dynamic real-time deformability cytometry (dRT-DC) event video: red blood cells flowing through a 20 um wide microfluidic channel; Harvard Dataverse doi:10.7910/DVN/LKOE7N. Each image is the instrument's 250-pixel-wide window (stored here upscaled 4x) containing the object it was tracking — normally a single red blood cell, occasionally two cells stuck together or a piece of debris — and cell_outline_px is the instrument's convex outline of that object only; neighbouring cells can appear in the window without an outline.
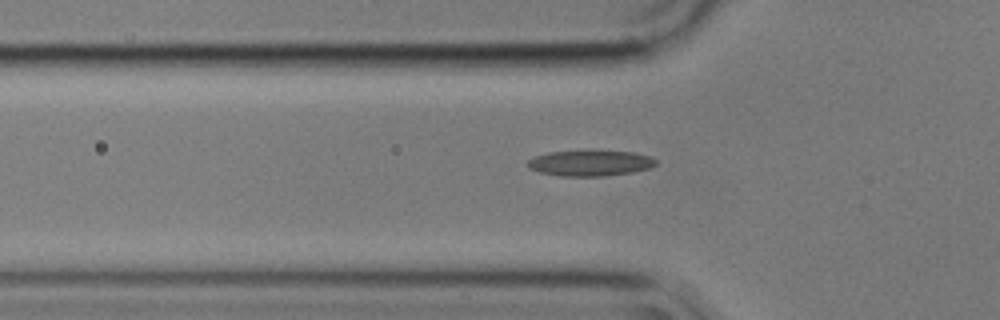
{"species": "common noctule bat (a hibernating species)", "species_latin": "Nyctalus noctula", "temperature_condition": "cold", "stored_images_in_passage": 21, "camera_frame_rate_fps": 3000, "um_per_image_px": 0.085, "animal": {"sex": "male", "body_mass_g": 17.9}, "frame": {"image": 1, "passage_image": 6, "time_ms": 1.667, "image_size_px": [1000, 320], "cell_outline_px": [[656, 164], [648, 168], [632, 172], [604, 176], [560, 176], [540, 172], [528, 168], [528, 160], [536, 156], [548, 152], [632, 152], [648, 156], [656, 160]], "centroid_in_image_um": [50.14, 13.89], "position_along_channel_um": 75.7, "area_um2": 18.61}}
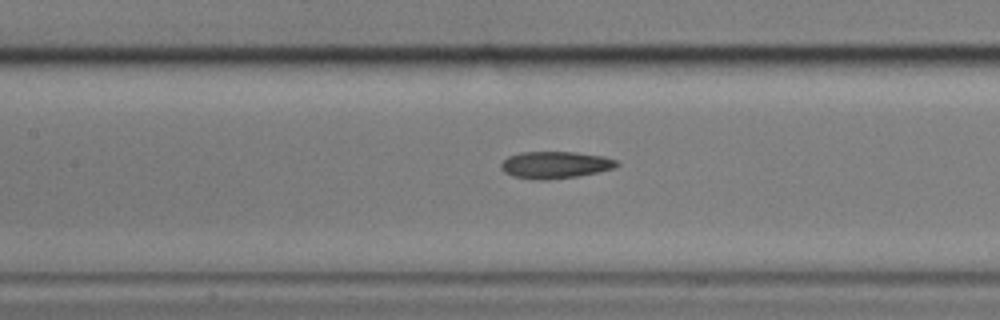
{"frame": {"image": 2, "passage_image": 13, "time_ms": 4.0, "image_size_px": [1000, 320], "cell_outline_px": [[620, 164], [612, 168], [596, 172], [576, 176], [544, 180], [540, 180], [512, 176], [504, 172], [500, 168], [500, 164], [508, 156], [520, 152], [576, 152], [604, 156], [616, 160]], "centroid_in_image_um": [47.15, 14.0], "position_along_channel_um": 160.2, "area_um2": 18.09}}
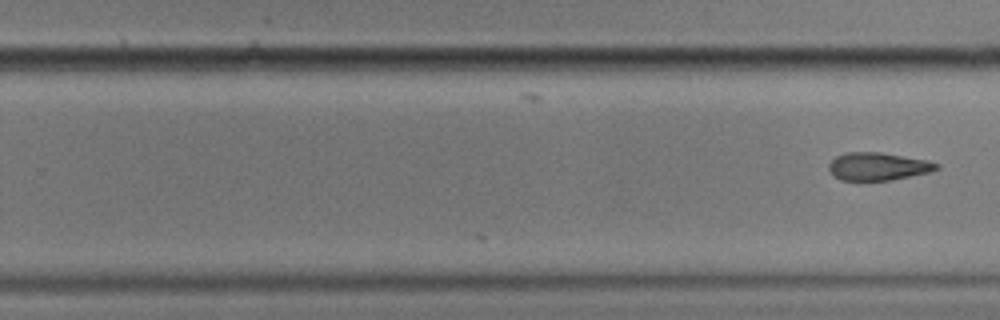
{"frame": {"image": 3, "passage_image": 21, "time_ms": 6.667, "image_size_px": [1000, 320], "cell_outline_px": [[940, 168], [932, 172], [892, 180], [840, 180], [832, 176], [828, 168], [828, 164], [836, 156], [848, 152], [880, 152], [928, 160], [940, 164]], "centroid_in_image_um": [74.65, 14.15], "position_along_channel_um": 255.2, "area_um2": 17.69}}